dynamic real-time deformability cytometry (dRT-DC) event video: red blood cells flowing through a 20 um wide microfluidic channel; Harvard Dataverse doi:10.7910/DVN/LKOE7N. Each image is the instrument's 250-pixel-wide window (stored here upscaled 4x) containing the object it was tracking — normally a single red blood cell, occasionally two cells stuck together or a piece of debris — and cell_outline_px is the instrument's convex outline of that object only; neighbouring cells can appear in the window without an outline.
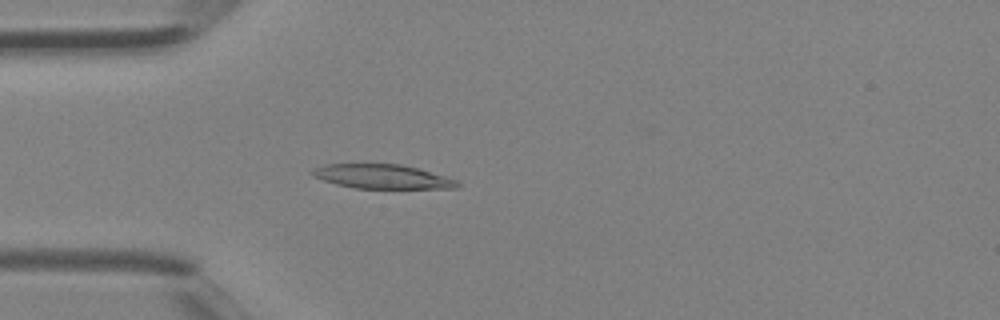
{"species": "Egyptian fruit bat (a non-hibernating species)", "species_latin": "Rousettus aegyptiacus", "temperature_condition": "room temperature", "stored_images_in_passage": 37, "camera_frame_rate_fps": 3000, "um_per_image_px": 0.085, "animal": {"sex": "female"}, "frame": {"image": 1, "passage_image": 8, "time_ms": 2.333, "image_size_px": [1000, 320], "cell_outline_px": [[460, 188], [356, 188], [336, 184], [312, 176], [308, 172], [324, 164], [400, 164], [416, 168], [444, 176], [456, 180], [460, 184]], "centroid_in_image_um": [32.46, 15.01], "position_along_channel_um": 52.5, "area_um2": 20.23}}
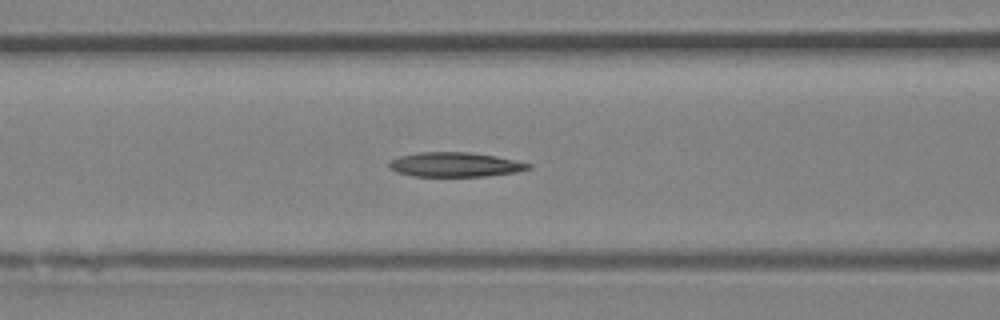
{"frame": {"image": 2, "passage_image": 13, "time_ms": 4.0, "image_size_px": [1000, 320], "cell_outline_px": [[532, 168], [516, 172], [484, 176], [412, 176], [396, 172], [388, 168], [388, 160], [400, 156], [420, 152], [468, 152], [496, 156], [532, 164]], "centroid_in_image_um": [38.64, 13.99], "position_along_channel_um": 128.0, "area_um2": 19.94}}
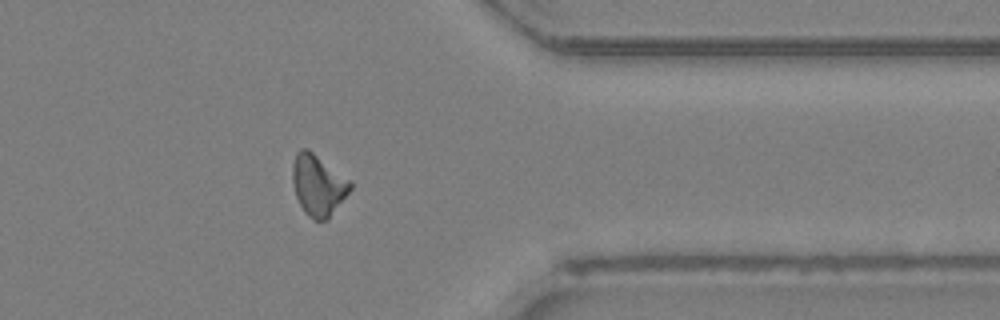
{"frame": {"image": 3, "passage_image": 29, "time_ms": 9.333, "image_size_px": [1000, 320], "cell_outline_px": [[352, 188], [328, 220], [312, 220], [304, 212], [296, 196], [292, 180], [292, 164], [296, 152], [300, 148], [308, 148], [352, 180]], "centroid_in_image_um": [27.05, 15.71], "position_along_channel_um": 384.4, "area_um2": 20.92}}